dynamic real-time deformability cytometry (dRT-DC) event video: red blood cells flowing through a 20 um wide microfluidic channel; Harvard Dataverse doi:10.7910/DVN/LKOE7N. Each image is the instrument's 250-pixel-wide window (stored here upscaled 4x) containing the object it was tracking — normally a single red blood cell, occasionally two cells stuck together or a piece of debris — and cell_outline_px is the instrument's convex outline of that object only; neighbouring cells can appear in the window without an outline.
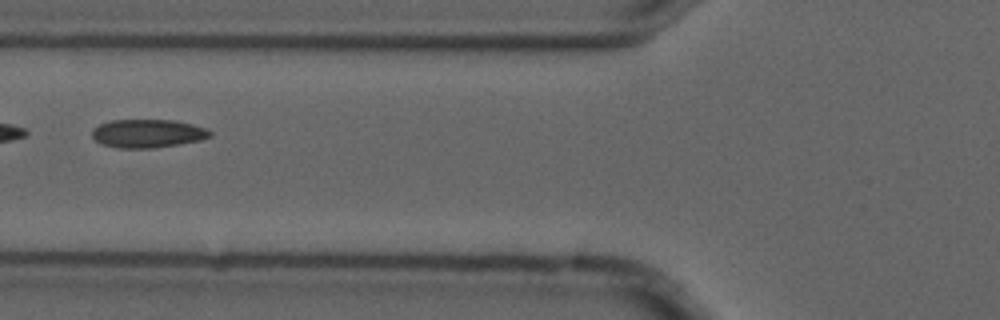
{"species": "common noctule bat (a hibernating species)", "species_latin": "Nyctalus noctula", "temperature_condition": "cold", "stored_images_in_passage": 7, "camera_frame_rate_fps": 3000, "um_per_image_px": 0.085, "animal": {"sex": "male", "forearm_length_mm": 52.5}, "frame": {"image": 1, "passage_image": 5, "time_ms": 1.333, "image_size_px": [1000, 320], "cell_outline_px": [[212, 136], [200, 140], [180, 144], [152, 148], [116, 148], [104, 144], [96, 140], [92, 136], [92, 128], [100, 124], [112, 120], [176, 120], [208, 128], [212, 132]], "centroid_in_image_um": [12.59, 11.34], "position_along_channel_um": 113.2, "area_um2": 19.59}}
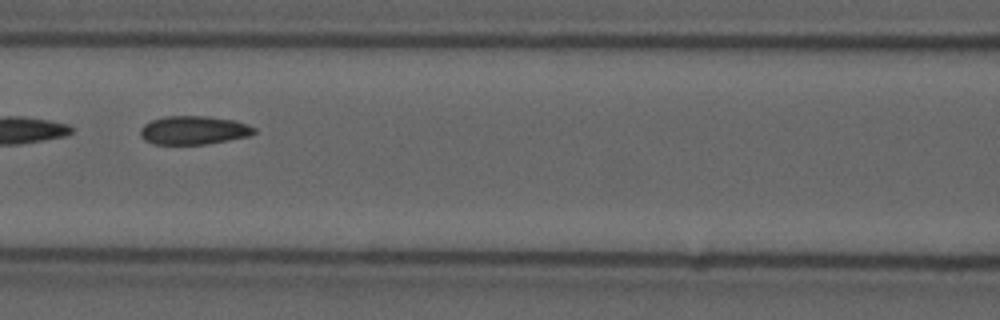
{"frame": {"image": 2, "passage_image": 6, "time_ms": 1.667, "image_size_px": [1000, 320], "cell_outline_px": [[256, 132], [248, 136], [208, 144], [152, 144], [144, 140], [140, 136], [140, 128], [144, 124], [152, 120], [164, 116], [208, 116], [236, 120], [248, 124], [256, 128]], "centroid_in_image_um": [16.46, 11.06], "position_along_channel_um": 150.1, "area_um2": 19.13}}
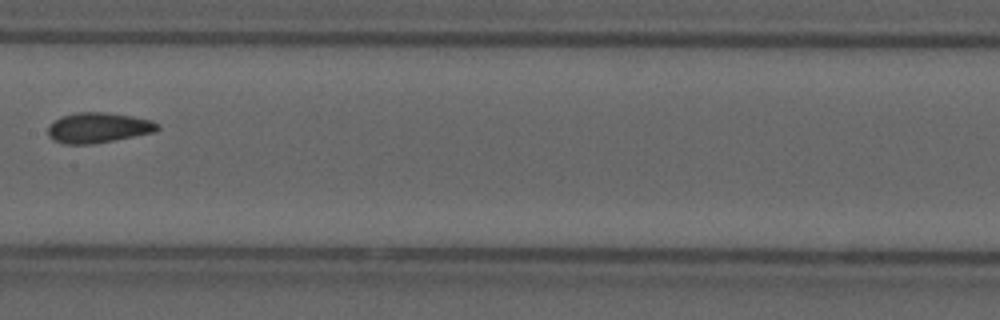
{"frame": {"image": 3, "passage_image": 7, "time_ms": 2.0, "image_size_px": [1000, 320], "cell_outline_px": [[160, 128], [152, 132], [92, 144], [64, 144], [52, 140], [48, 136], [48, 128], [52, 120], [60, 116], [76, 112], [104, 112], [132, 116], [152, 120], [160, 124]], "centroid_in_image_um": [8.29, 10.84], "position_along_channel_um": 199.1, "area_um2": 19.36}}